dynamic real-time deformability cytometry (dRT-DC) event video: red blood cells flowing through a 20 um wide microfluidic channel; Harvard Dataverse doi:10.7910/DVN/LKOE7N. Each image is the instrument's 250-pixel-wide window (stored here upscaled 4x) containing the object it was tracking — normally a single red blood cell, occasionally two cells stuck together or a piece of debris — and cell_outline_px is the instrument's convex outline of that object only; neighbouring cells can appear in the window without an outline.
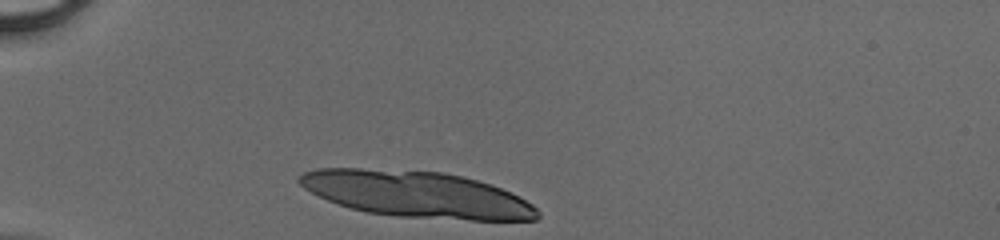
{"species": "human", "species_latin": "Homo sapiens", "temperature_condition": "cold", "stored_images_in_passage": 30, "camera_frame_rate_fps": 3000, "um_per_image_px": 0.085, "donor": {"sex": "male"}, "frame": {"image": 1, "passage_image": 1, "time_ms": 0.0, "image_size_px": [1000, 240], "cell_outline_px": [[540, 216], [536, 220], [472, 220], [396, 216], [368, 212], [352, 208], [328, 200], [304, 188], [296, 180], [296, 176], [304, 172], [316, 168], [360, 168], [440, 172], [460, 176], [492, 184], [512, 192], [532, 204], [540, 212]], "centroid_in_image_um": [35.44, 16.51], "position_along_channel_um": 49.6, "area_um2": 63.93}}
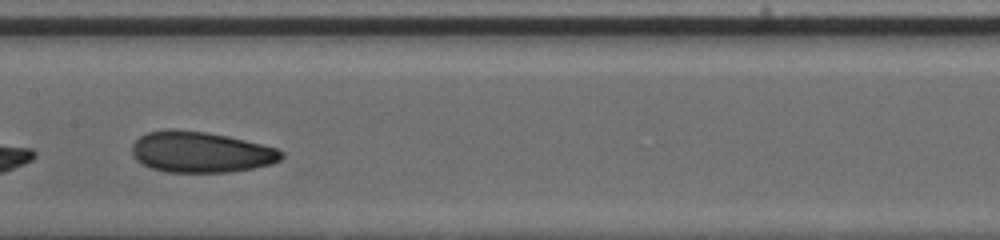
{"frame": {"image": 2, "passage_image": 14, "time_ms": 4.333, "image_size_px": [1000, 240], "cell_outline_px": [[284, 156], [280, 160], [272, 164], [252, 168], [228, 172], [164, 172], [152, 168], [136, 160], [132, 156], [132, 144], [140, 136], [148, 132], [172, 128], [204, 132], [228, 136], [276, 148], [284, 152]], "centroid_in_image_um": [17.05, 12.92], "position_along_channel_um": 190.4, "area_um2": 35.6}}
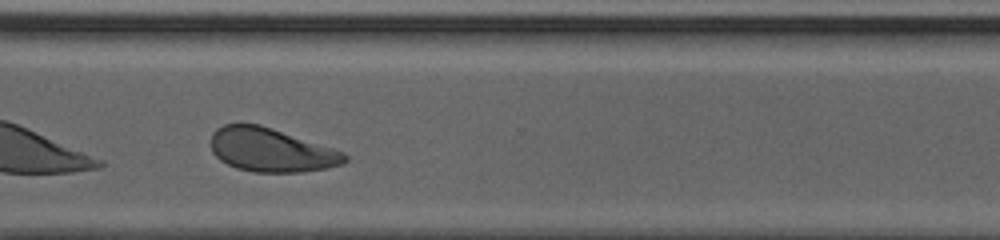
{"frame": {"image": 3, "passage_image": 25, "time_ms": 8.0, "image_size_px": [1000, 240], "cell_outline_px": [[348, 160], [344, 164], [328, 168], [300, 172], [256, 172], [236, 168], [220, 160], [212, 152], [212, 132], [216, 128], [224, 124], [260, 124], [344, 152], [348, 156]], "centroid_in_image_um": [23.05, 12.76], "position_along_channel_um": 347.5, "area_um2": 33.99}}